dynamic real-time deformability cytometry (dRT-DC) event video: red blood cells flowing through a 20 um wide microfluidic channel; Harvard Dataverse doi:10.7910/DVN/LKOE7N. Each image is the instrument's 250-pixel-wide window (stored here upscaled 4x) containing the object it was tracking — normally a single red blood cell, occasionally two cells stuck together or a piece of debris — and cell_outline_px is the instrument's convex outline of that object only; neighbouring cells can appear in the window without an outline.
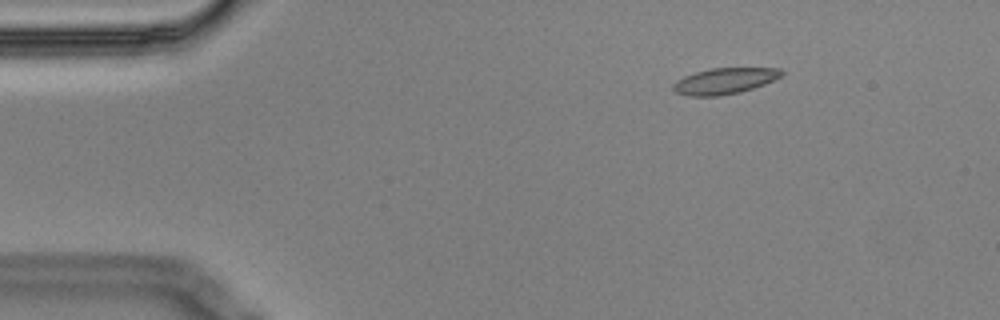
{"species": "Egyptian fruit bat (a non-hibernating species)", "species_latin": "Rousettus aegyptiacus", "temperature_condition": "cold", "stored_images_in_passage": 5, "camera_frame_rate_fps": 3000, "um_per_image_px": 0.085, "animal": {"sex": "male"}, "frame": {"image": 1, "passage_image": 2, "time_ms": 0.333, "image_size_px": [1000, 320], "cell_outline_px": [[784, 72], [780, 76], [764, 84], [740, 92], [720, 96], [688, 96], [676, 92], [672, 88], [672, 84], [676, 80], [684, 76], [696, 72], [712, 68], [780, 68]], "centroid_in_image_um": [61.55, 6.88], "position_along_channel_um": 23.5, "area_um2": 16.36}}
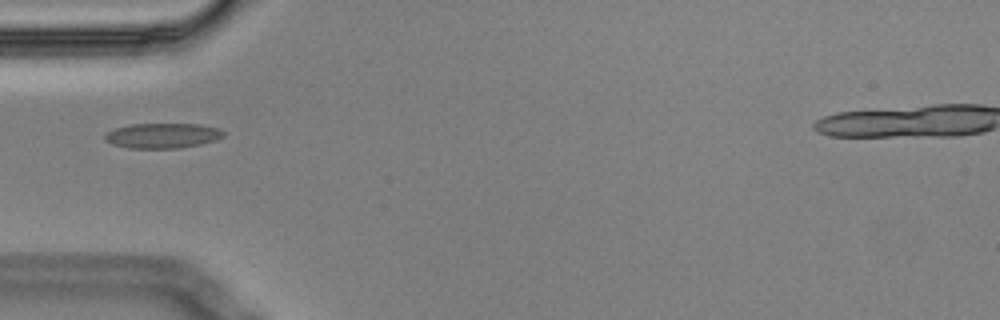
{"frame": {"image": 2, "passage_image": 5, "time_ms": 1.333, "image_size_px": [1000, 320], "cell_outline_px": [[224, 136], [216, 140], [200, 144], [180, 148], [128, 148], [112, 144], [104, 140], [104, 136], [108, 132], [116, 128], [132, 124], [200, 124], [220, 128], [224, 132]], "centroid_in_image_um": [13.84, 11.53], "position_along_channel_um": 71.2, "area_um2": 17.34}}